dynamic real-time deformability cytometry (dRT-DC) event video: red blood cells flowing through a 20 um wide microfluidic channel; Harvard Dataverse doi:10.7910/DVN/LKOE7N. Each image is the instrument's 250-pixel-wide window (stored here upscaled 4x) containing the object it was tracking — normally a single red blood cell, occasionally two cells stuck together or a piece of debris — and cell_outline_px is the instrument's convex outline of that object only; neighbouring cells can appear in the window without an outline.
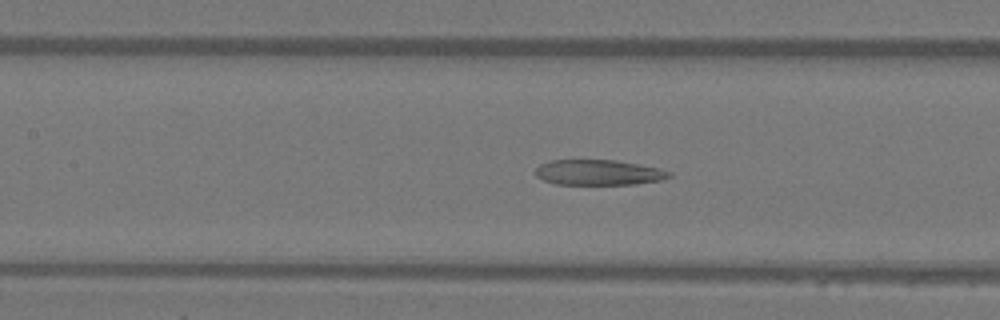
{"species": "Egyptian fruit bat (a non-hibernating species)", "species_latin": "Rousettus aegyptiacus", "temperature_condition": "warm", "stored_images_in_passage": 33, "camera_frame_rate_fps": 3000, "um_per_image_px": 0.085, "animal": {"sex": "female"}, "frame": {"image": 1, "passage_image": 11, "time_ms": 3.333, "image_size_px": [1000, 320], "cell_outline_px": [[672, 176], [660, 180], [636, 184], [556, 184], [544, 180], [536, 176], [536, 168], [540, 164], [548, 160], [616, 160], [660, 168], [672, 172]], "centroid_in_image_um": [50.89, 14.65], "position_along_channel_um": 156.5, "area_um2": 19.77}}
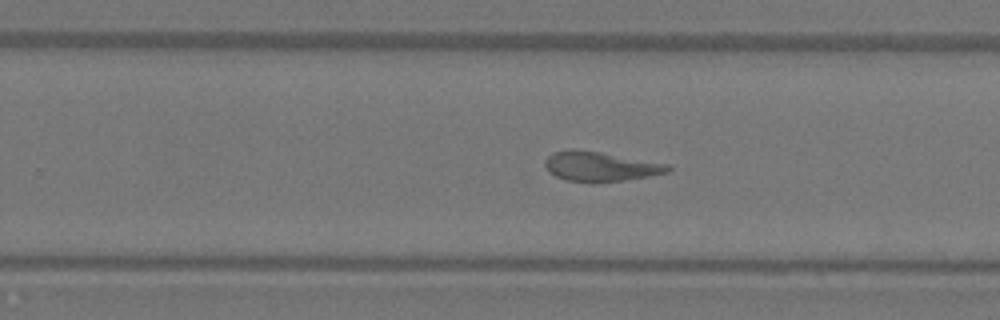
{"frame": {"image": 2, "passage_image": 20, "time_ms": 6.333, "image_size_px": [1000, 320], "cell_outline_px": [[672, 168], [668, 172], [648, 176], [624, 180], [564, 180], [548, 172], [544, 164], [544, 160], [552, 152], [568, 148], [572, 148], [600, 152], [668, 164]], "centroid_in_image_um": [50.97, 14.11], "position_along_channel_um": 278.8, "area_um2": 20.75}}
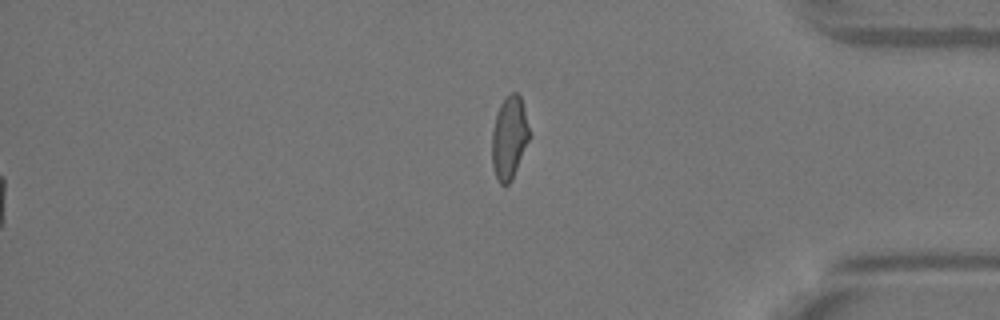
{"frame": {"image": 3, "passage_image": 33, "time_ms": 10.667, "image_size_px": [1000, 320], "cell_outline_px": [[532, 136], [512, 180], [508, 184], [500, 184], [496, 176], [492, 164], [492, 132], [496, 116], [500, 104], [512, 92], [516, 92], [520, 96], [524, 108]], "centroid_in_image_um": [43.32, 11.73], "position_along_channel_um": 391.9, "area_um2": 18.21}, "authors_computed_cell_mechanics": {"area_um2": 21.2704, "velocity_mm_per_s": 4.1036, "shape_relaxation_time_tau1_ms": null, "shape_relaxation_time_tau2_ms": 3.4226, "deformation_change_tau1": null, "deformation_change_tau2": 0.1297}}